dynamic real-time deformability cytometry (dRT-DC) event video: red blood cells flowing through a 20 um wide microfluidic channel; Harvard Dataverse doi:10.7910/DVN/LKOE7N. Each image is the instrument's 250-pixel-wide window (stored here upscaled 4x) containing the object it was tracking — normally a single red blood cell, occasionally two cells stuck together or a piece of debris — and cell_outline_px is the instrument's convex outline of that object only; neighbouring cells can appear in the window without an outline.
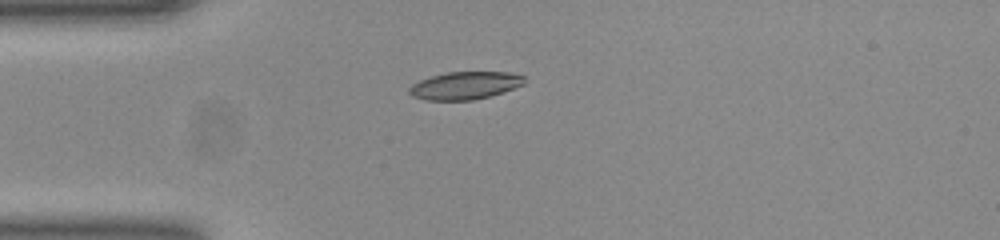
{"species": "common noctule bat (a hibernating species)", "species_latin": "Nyctalus noctula", "temperature_condition": "room temperature", "stored_images_in_passage": 33, "camera_frame_rate_fps": 3000, "um_per_image_px": 0.085, "animal": {"sex": "female", "body_mass_g": 23.0, "forearm_length_mm": 53.4}, "frame": {"image": 1, "passage_image": 1, "time_ms": 0.0, "image_size_px": [1000, 240], "cell_outline_px": [[524, 84], [488, 96], [472, 100], [424, 100], [412, 96], [408, 92], [408, 88], [412, 84], [420, 80], [432, 76], [448, 72], [508, 72], [524, 76]], "centroid_in_image_um": [39.46, 7.27], "position_along_channel_um": 45.5, "area_um2": 18.32}}
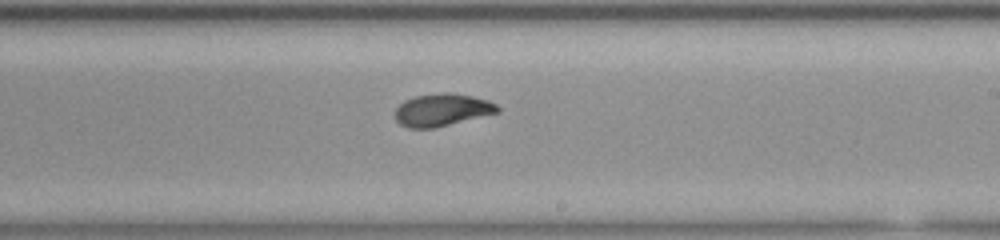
{"frame": {"image": 2, "passage_image": 18, "time_ms": 5.667, "image_size_px": [1000, 240], "cell_outline_px": [[500, 112], [432, 128], [408, 128], [400, 124], [396, 120], [396, 108], [404, 100], [416, 96], [440, 92], [452, 92], [472, 96], [488, 100], [496, 104], [500, 108]], "centroid_in_image_um": [37.58, 9.33], "position_along_channel_um": 251.4, "area_um2": 19.31}}
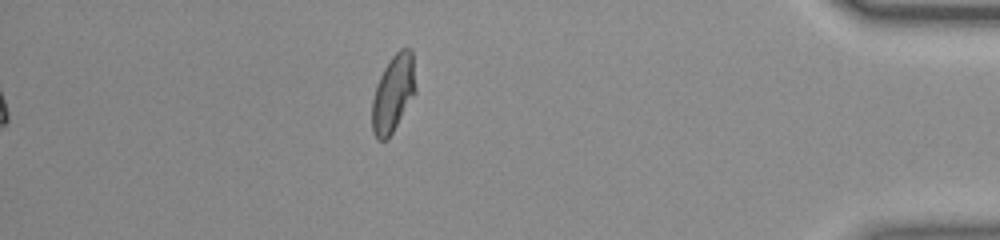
{"frame": {"image": 3, "passage_image": 33, "time_ms": 10.667, "image_size_px": [1000, 240], "cell_outline_px": [[416, 92], [388, 140], [376, 140], [372, 132], [372, 100], [376, 84], [384, 68], [392, 56], [400, 48], [412, 48], [416, 88]], "centroid_in_image_um": [33.42, 7.95], "position_along_channel_um": 401.8, "area_um2": 19.77}, "authors_computed_cell_mechanics": {"area_um2": 19.3052, "velocity_mm_per_s": 3.9215, "shape_relaxation_time_tau1_ms": 3.23, "shape_relaxation_time_tau2_ms": 1.4604, "deformation_change_tau1": 0.1619, "deformation_change_tau2": 0.0673}}